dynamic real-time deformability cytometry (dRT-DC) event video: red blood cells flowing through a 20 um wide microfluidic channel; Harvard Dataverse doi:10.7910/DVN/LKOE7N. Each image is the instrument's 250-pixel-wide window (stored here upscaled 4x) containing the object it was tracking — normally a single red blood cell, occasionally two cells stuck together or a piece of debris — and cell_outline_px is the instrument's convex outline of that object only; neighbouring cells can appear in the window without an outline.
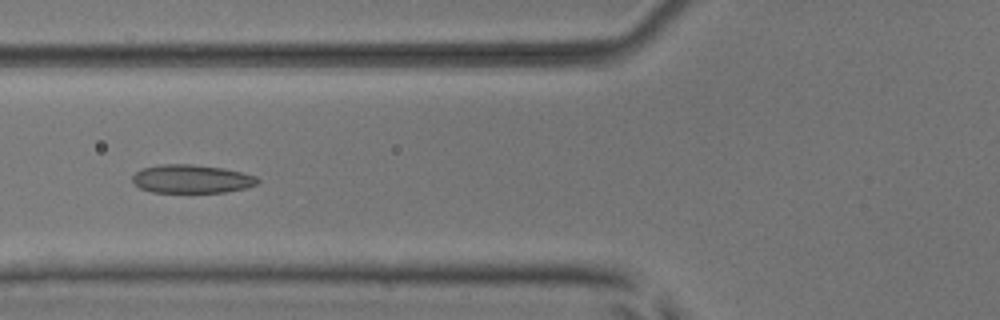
{"species": "common noctule bat (a hibernating species)", "species_latin": "Nyctalus noctula", "temperature_condition": "room temperature", "stored_images_in_passage": 3, "camera_frame_rate_fps": 3000, "um_per_image_px": 0.085, "animal": {"sex": "male", "body_mass_g": 17.9, "forearm_length_mm": 54.2}, "frame": {"image": 1, "passage_image": 3, "time_ms": 2.333, "image_size_px": [1000, 320], "cell_outline_px": [[260, 184], [244, 188], [224, 192], [152, 192], [140, 188], [132, 180], [132, 176], [140, 168], [160, 164], [192, 164], [224, 168], [256, 176], [260, 180]], "centroid_in_image_um": [16.29, 15.2], "position_along_channel_um": 109.5, "area_um2": 20.81}}